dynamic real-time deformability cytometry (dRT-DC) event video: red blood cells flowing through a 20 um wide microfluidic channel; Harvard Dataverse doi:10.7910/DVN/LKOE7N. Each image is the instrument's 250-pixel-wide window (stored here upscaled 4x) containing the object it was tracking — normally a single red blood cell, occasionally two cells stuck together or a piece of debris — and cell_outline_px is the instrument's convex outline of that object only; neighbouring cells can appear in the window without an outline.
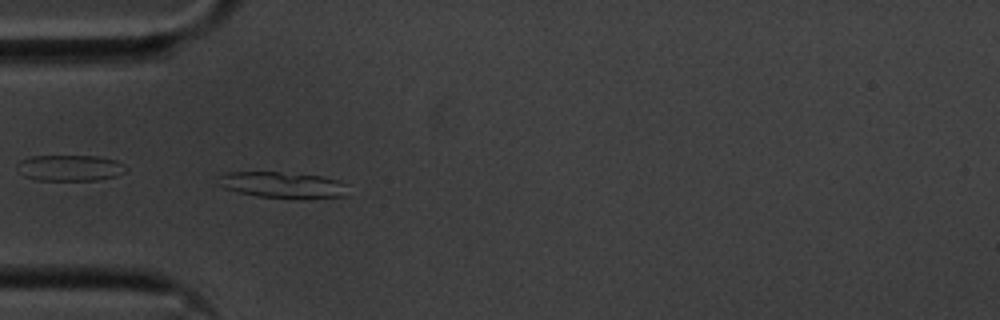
{"species": "common noctule bat (a hibernating species)", "species_latin": "Nyctalus noctula", "temperature_condition": "cold", "stored_images_in_passage": 40, "camera_frame_rate_fps": 3000, "um_per_image_px": 0.085, "animal": {"sex": "male", "body_mass_g": 20.1, "forearm_length_mm": 53.5}, "frame": {"image": 1, "passage_image": 1, "time_ms": 0.0, "image_size_px": [1000, 320], "cell_outline_px": [[344, 196], [256, 196], [224, 188], [216, 184], [216, 176], [224, 172], [280, 172], [320, 176], [340, 180], [344, 184]], "centroid_in_image_um": [23.83, 15.66], "position_along_channel_um": 61.2, "area_um2": 18.84}}
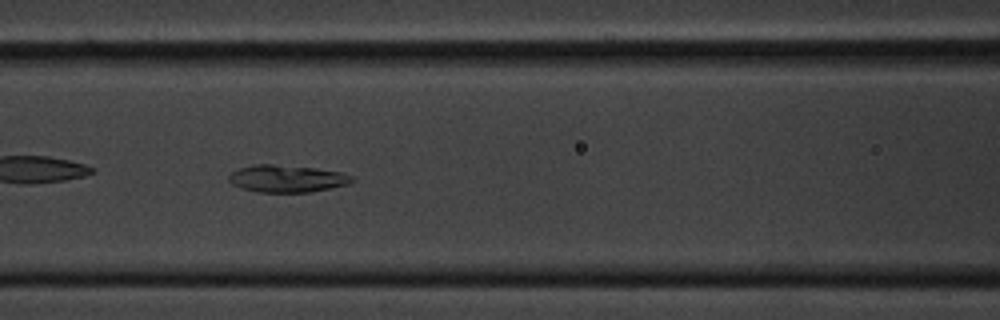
{"frame": {"image": 2, "passage_image": 8, "time_ms": 2.333, "image_size_px": [1000, 320], "cell_outline_px": [[356, 180], [348, 184], [332, 188], [308, 192], [256, 192], [240, 188], [232, 184], [228, 180], [228, 176], [232, 172], [240, 168], [256, 164], [272, 164], [316, 168], [340, 172], [352, 176]], "centroid_in_image_um": [24.39, 15.19], "position_along_channel_um": 142.2, "area_um2": 19.59}}
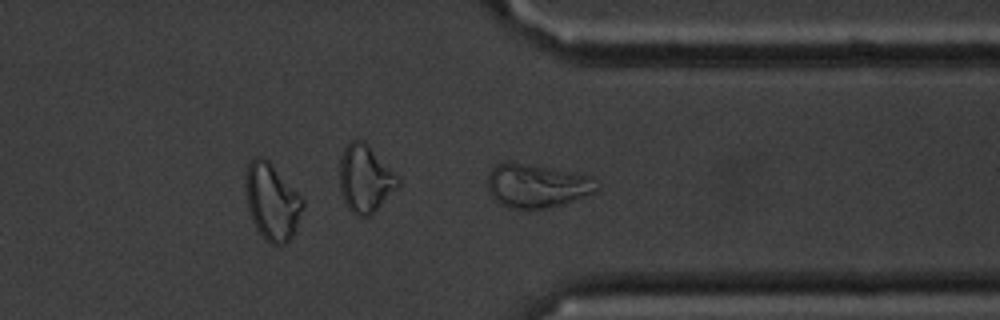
{"frame": {"image": 3, "passage_image": 27, "time_ms": 8.667, "image_size_px": [1000, 320], "cell_outline_px": [[600, 188], [596, 192], [560, 204], [544, 208], [512, 208], [500, 204], [488, 192], [488, 172], [496, 164], [504, 160], [508, 160], [576, 172], [592, 176], [600, 184]], "centroid_in_image_um": [45.63, 15.74], "position_along_channel_um": 365.8, "area_um2": 28.15}, "authors_computed_cell_mechanics": {"area_um2": 19.8832, "velocity_mm_per_s": 3.545, "shape_relaxation_time_tau1_ms": null, "shape_relaxation_time_tau2_ms": 2.5069, "deformation_change_tau1": null, "deformation_change_tau2": 0.0852}}